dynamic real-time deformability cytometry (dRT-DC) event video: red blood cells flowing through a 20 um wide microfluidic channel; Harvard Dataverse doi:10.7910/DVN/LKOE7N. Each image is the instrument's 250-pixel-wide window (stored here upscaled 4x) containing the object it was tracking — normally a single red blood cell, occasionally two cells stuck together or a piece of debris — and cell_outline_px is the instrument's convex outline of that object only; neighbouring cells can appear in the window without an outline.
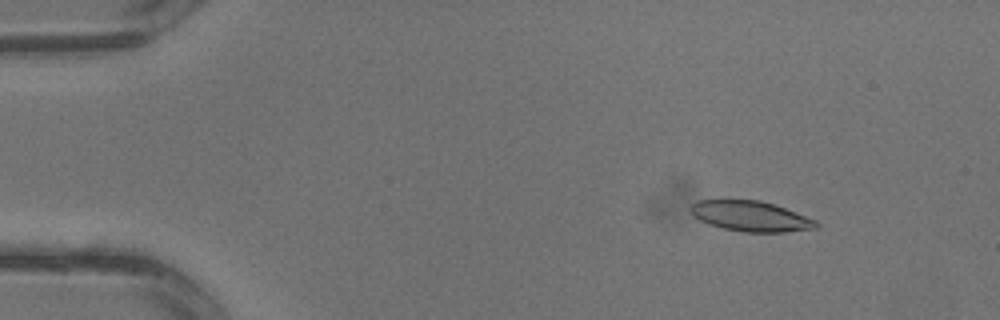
{"species": "common noctule bat (a hibernating species)", "species_latin": "Nyctalus noctula", "temperature_condition": "warm", "stored_images_in_passage": 3, "camera_frame_rate_fps": 3000, "um_per_image_px": 0.085, "animal": {"sex": "male", "body_mass_g": 13.3}, "frame": {"image": 1, "passage_image": 1, "time_ms": 0.0, "image_size_px": [1000, 320], "cell_outline_px": [[820, 228], [784, 232], [744, 232], [724, 228], [708, 224], [700, 220], [692, 212], [692, 204], [696, 200], [760, 200], [784, 208], [816, 220], [820, 224]], "centroid_in_image_um": [63.85, 18.39], "position_along_channel_um": 21.1, "area_um2": 21.96}}
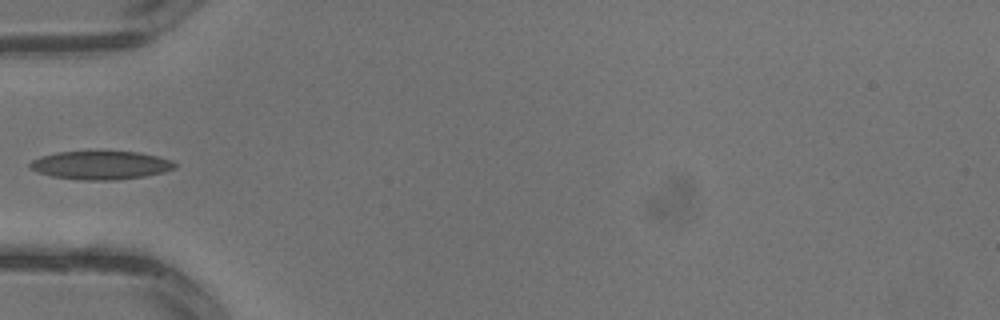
{"frame": {"image": 2, "passage_image": 3, "time_ms": 0.667, "image_size_px": [1000, 320], "cell_outline_px": [[176, 168], [164, 172], [144, 176], [116, 180], [80, 180], [52, 176], [28, 168], [28, 164], [32, 160], [40, 156], [56, 152], [140, 152], [160, 156], [172, 160], [176, 164]], "centroid_in_image_um": [8.58, 14.04], "position_along_channel_um": 76.4, "area_um2": 24.04}}